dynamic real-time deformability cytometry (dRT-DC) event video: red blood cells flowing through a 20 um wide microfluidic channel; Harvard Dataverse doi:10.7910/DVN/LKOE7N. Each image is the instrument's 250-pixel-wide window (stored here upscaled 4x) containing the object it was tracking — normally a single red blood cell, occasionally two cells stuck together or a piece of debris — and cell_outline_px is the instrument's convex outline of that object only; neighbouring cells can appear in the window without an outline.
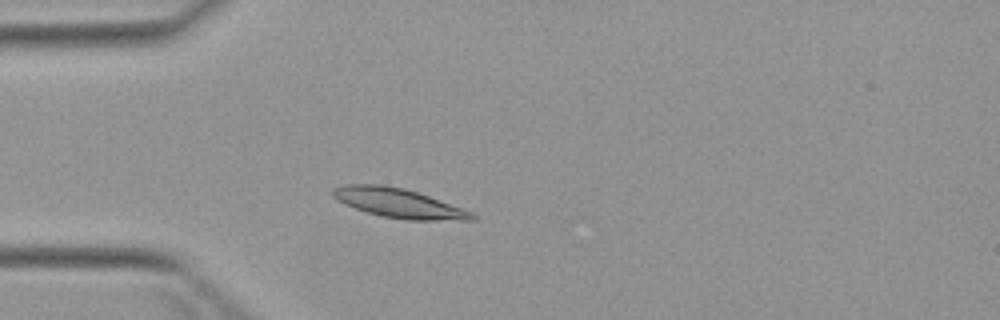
{"species": "Egyptian fruit bat (a non-hibernating species)", "species_latin": "Rousettus aegyptiacus", "temperature_condition": "warm", "stored_images_in_passage": 3, "camera_frame_rate_fps": 3000, "um_per_image_px": 0.085, "animal": {"sex": "female"}, "frame": {"image": 1, "passage_image": 3, "time_ms": 3.333, "image_size_px": [1000, 320], "cell_outline_px": [[476, 220], [404, 220], [380, 216], [344, 204], [336, 200], [332, 196], [332, 188], [344, 184], [380, 184], [404, 188], [428, 196], [472, 212], [476, 216]], "centroid_in_image_um": [33.83, 17.26], "position_along_channel_um": 51.2, "area_um2": 23.7}}